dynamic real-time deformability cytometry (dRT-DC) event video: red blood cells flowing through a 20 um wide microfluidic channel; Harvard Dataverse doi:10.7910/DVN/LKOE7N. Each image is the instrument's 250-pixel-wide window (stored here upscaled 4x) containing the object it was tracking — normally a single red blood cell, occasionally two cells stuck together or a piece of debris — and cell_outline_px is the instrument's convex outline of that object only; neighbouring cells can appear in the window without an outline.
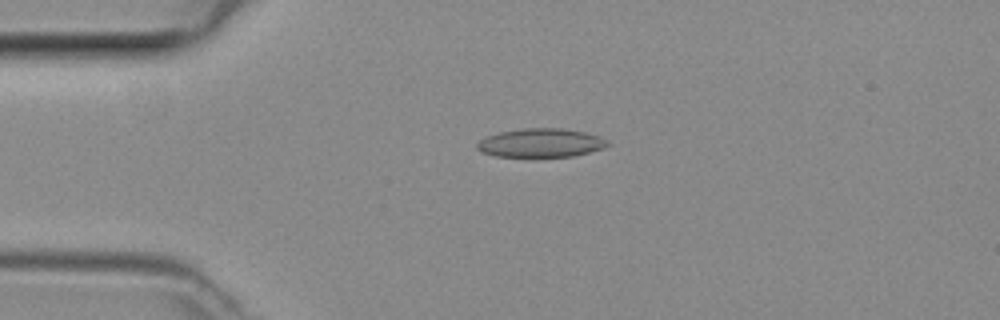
{"species": "common noctule bat (a hibernating species)", "species_latin": "Nyctalus noctula", "temperature_condition": "room temperature", "stored_images_in_passage": 48, "camera_frame_rate_fps": 3000, "um_per_image_px": 0.085, "animal": {"sex": "female", "body_mass_g": 29.2, "forearm_length_mm": 56.3}, "frame": {"image": 1, "passage_image": 11, "time_ms": 3.333, "image_size_px": [1000, 320], "cell_outline_px": [[608, 144], [600, 148], [588, 152], [572, 156], [496, 156], [480, 152], [476, 148], [476, 144], [484, 136], [500, 132], [520, 128], [564, 128], [584, 132], [596, 136], [604, 140]], "centroid_in_image_um": [45.85, 12.13], "position_along_channel_um": 39.1, "area_um2": 21.5}}
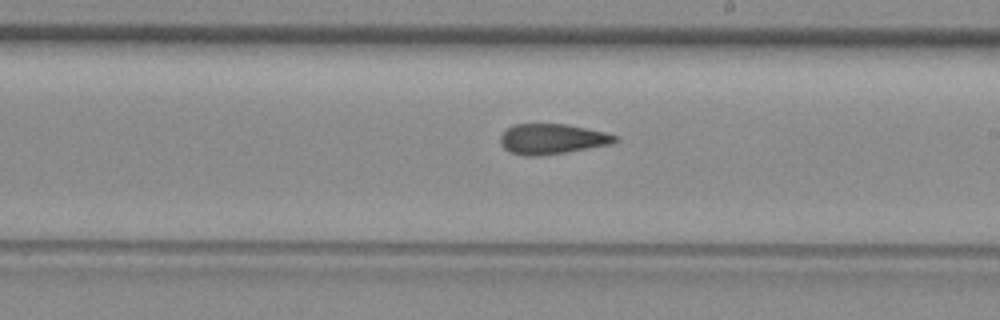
{"frame": {"image": 2, "passage_image": 27, "time_ms": 8.667, "image_size_px": [1000, 320], "cell_outline_px": [[616, 140], [608, 144], [564, 152], [540, 156], [524, 156], [508, 152], [500, 144], [500, 136], [508, 128], [516, 124], [568, 124], [604, 132], [616, 136]], "centroid_in_image_um": [46.84, 11.81], "position_along_channel_um": 242.2, "area_um2": 19.94}}
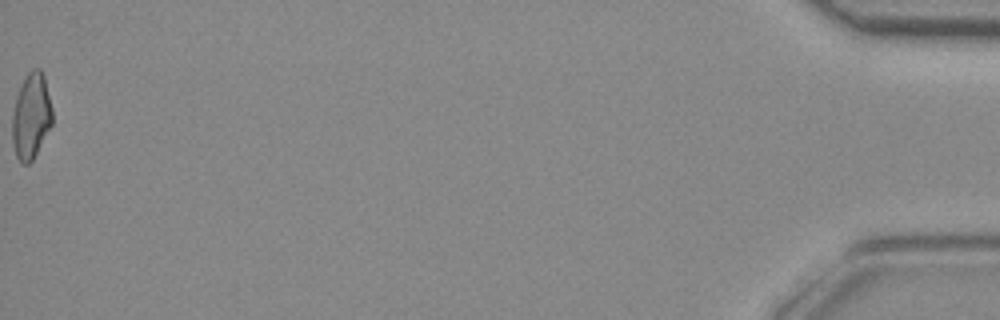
{"frame": {"image": 3, "passage_image": 48, "time_ms": 15.667, "image_size_px": [1000, 320], "cell_outline_px": [[52, 124], [32, 160], [28, 164], [24, 164], [16, 156], [12, 140], [12, 112], [16, 96], [24, 76], [32, 68], [40, 68], [44, 76], [52, 108]], "centroid_in_image_um": [2.63, 9.83], "position_along_channel_um": 432.6, "area_um2": 20.0}}